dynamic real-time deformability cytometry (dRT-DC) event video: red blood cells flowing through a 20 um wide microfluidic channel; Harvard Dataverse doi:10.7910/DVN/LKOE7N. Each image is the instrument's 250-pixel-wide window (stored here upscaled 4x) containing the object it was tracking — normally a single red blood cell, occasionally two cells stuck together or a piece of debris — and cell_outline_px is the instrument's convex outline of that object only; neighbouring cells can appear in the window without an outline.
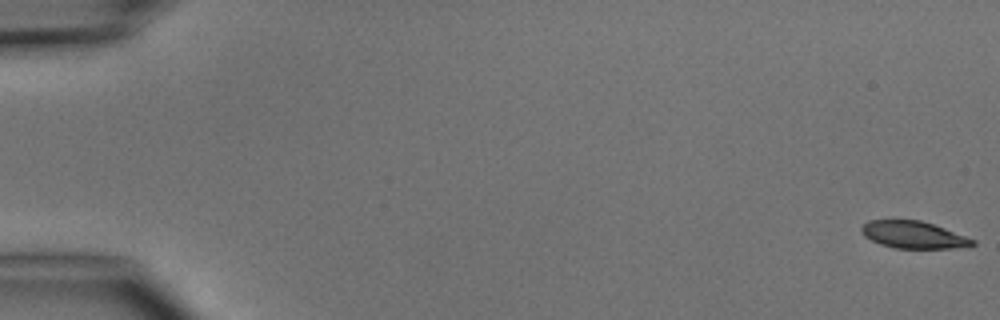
{"species": "common noctule bat (a hibernating species)", "species_latin": "Nyctalus noctula", "temperature_condition": "cold", "stored_images_in_passage": 5, "camera_frame_rate_fps": 3000, "um_per_image_px": 0.085, "animal": {"sex": "male", "body_mass_g": 15.6}, "frame": {"image": 1, "passage_image": 1, "time_ms": 0.0, "image_size_px": [1000, 320], "cell_outline_px": [[976, 244], [968, 248], [896, 248], [880, 244], [864, 236], [860, 232], [860, 228], [868, 220], [920, 220], [944, 228], [976, 240]], "centroid_in_image_um": [77.67, 19.97], "position_along_channel_um": 7.3, "area_um2": 17.63}}
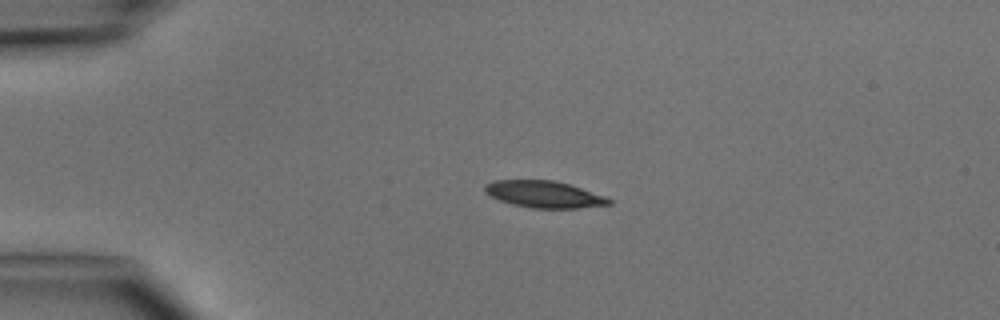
{"frame": {"image": 2, "passage_image": 4, "time_ms": 3.667, "image_size_px": [1000, 320], "cell_outline_px": [[612, 204], [576, 208], [532, 208], [512, 204], [500, 200], [484, 192], [484, 184], [492, 180], [552, 180], [568, 184], [604, 196], [612, 200]], "centroid_in_image_um": [46.21, 16.51], "position_along_channel_um": 38.8, "area_um2": 19.19}}